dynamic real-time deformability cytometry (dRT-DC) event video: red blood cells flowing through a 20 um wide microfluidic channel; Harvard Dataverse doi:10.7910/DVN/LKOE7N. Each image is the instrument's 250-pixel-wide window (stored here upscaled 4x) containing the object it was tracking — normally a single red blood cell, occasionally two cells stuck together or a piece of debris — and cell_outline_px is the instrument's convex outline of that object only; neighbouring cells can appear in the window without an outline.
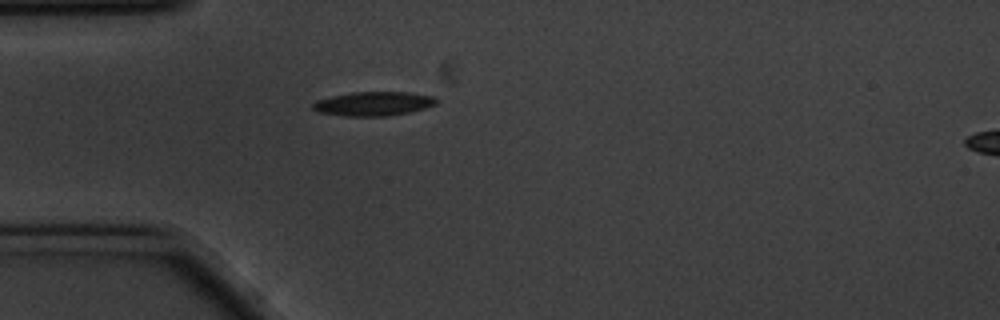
{"species": "common noctule bat (a hibernating species)", "species_latin": "Nyctalus noctula", "temperature_condition": "cold", "stored_images_in_passage": 43, "camera_frame_rate_fps": 3000, "um_per_image_px": 0.085, "animal": {"sex": "male", "body_mass_g": 20.1, "forearm_length_mm": 53.5}, "frame": {"image": 1, "passage_image": 1, "time_ms": 0.0, "image_size_px": [1000, 320], "cell_outline_px": [[436, 104], [424, 108], [408, 112], [388, 116], [344, 116], [316, 112], [312, 108], [312, 104], [316, 100], [332, 96], [352, 92], [408, 92], [436, 96]], "centroid_in_image_um": [31.72, 8.81], "position_along_channel_um": 53.3, "area_um2": 17.4}}
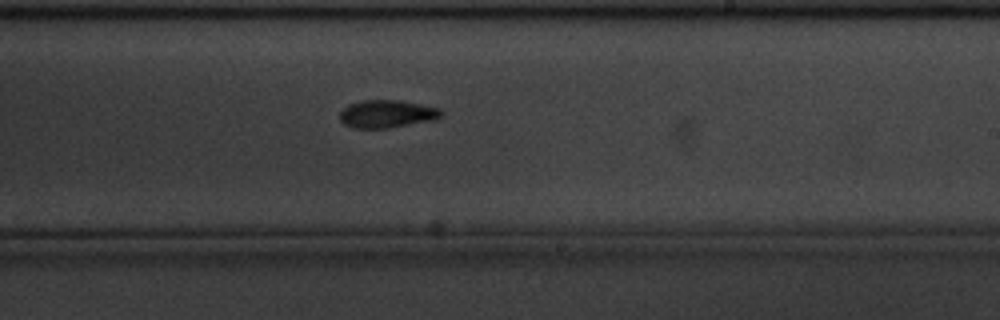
{"frame": {"image": 2, "passage_image": 19, "time_ms": 6.0, "image_size_px": [1000, 320], "cell_outline_px": [[444, 116], [436, 120], [388, 128], [352, 128], [344, 124], [340, 120], [340, 112], [348, 104], [360, 100], [400, 100], [440, 108], [444, 112]], "centroid_in_image_um": [32.92, 9.68], "position_along_channel_um": 256.1, "area_um2": 16.7}}
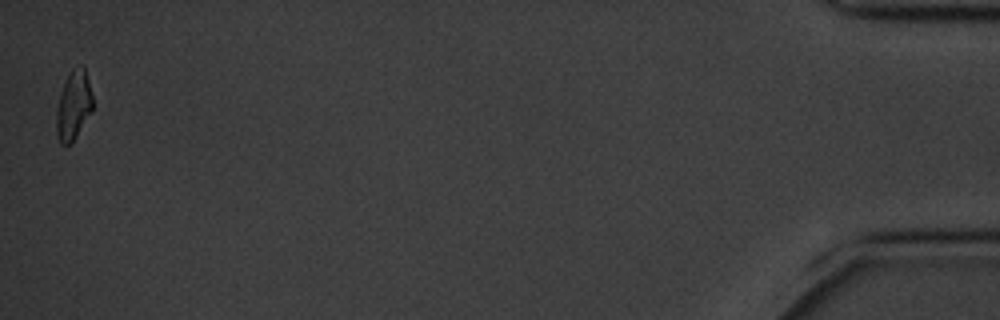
{"frame": {"image": 3, "passage_image": 42, "time_ms": 13.667, "image_size_px": [1000, 320], "cell_outline_px": [[92, 112], [72, 144], [60, 144], [56, 136], [56, 108], [60, 92], [72, 68], [80, 64], [84, 64], [92, 96]], "centroid_in_image_um": [6.24, 8.98], "position_along_channel_um": 429.0, "area_um2": 14.91}, "authors_computed_cell_mechanics": {"area_um2": 16.1262, "velocity_mm_per_s": 3.4783, "shape_relaxation_time_tau1_ms": 3.4381, "shape_relaxation_time_tau2_ms": null, "deformation_change_tau1": 0.1166, "deformation_change_tau2": null}}